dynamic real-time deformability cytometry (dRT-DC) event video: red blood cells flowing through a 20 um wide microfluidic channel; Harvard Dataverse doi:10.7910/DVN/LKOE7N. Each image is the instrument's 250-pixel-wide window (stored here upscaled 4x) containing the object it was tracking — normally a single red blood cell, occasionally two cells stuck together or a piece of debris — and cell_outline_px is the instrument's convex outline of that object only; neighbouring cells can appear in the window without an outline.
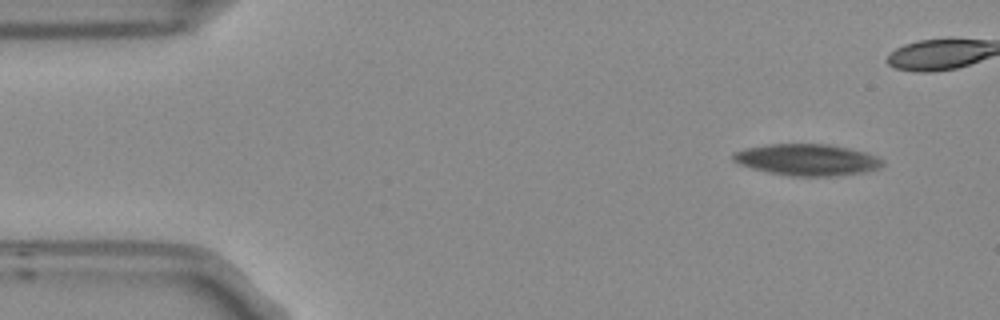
{"species": "Egyptian fruit bat (a non-hibernating species)", "species_latin": "Rousettus aegyptiacus", "temperature_condition": "room temperature", "stored_images_in_passage": 6, "camera_frame_rate_fps": 3000, "um_per_image_px": 0.085, "frame": {"image": 1, "passage_image": 1, "time_ms": 0.0, "image_size_px": [1000, 320], "cell_outline_px": [[884, 164], [880, 168], [864, 172], [832, 176], [792, 176], [768, 172], [752, 168], [740, 164], [732, 160], [732, 156], [736, 152], [748, 148], [772, 144], [828, 144], [848, 148], [864, 152], [876, 156], [884, 160]], "centroid_in_image_um": [68.64, 13.59], "position_along_channel_um": 16.4, "area_um2": 27.17}}